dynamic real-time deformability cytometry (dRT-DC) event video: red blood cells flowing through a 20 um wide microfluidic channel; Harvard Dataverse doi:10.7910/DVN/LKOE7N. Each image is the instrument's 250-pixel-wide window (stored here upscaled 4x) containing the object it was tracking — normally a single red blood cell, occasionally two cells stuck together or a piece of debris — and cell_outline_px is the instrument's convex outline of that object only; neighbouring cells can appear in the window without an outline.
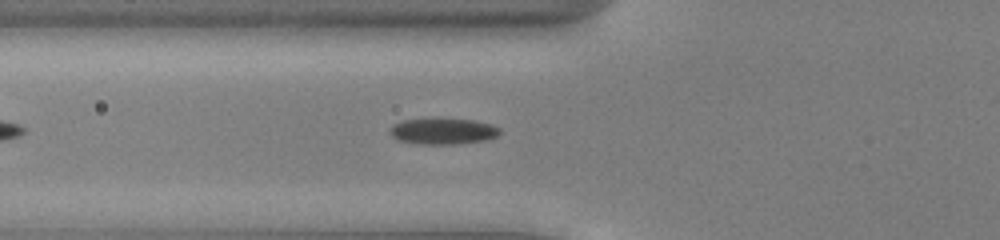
{"species": "common noctule bat (a hibernating species)", "species_latin": "Nyctalus noctula", "temperature_condition": "cold", "stored_images_in_passage": 43, "camera_frame_rate_fps": 3000, "um_per_image_px": 0.085, "animal": {"sex": "male", "body_mass_g": 13.0, "forearm_length_mm": 53.1}, "frame": {"image": 1, "passage_image": 10, "time_ms": 3.0, "image_size_px": [1000, 240], "cell_outline_px": [[500, 132], [496, 136], [488, 140], [456, 144], [420, 144], [396, 140], [388, 132], [392, 124], [404, 120], [472, 120], [492, 124], [500, 128]], "centroid_in_image_um": [37.64, 11.18], "position_along_channel_um": 88.2, "area_um2": 16.47}}
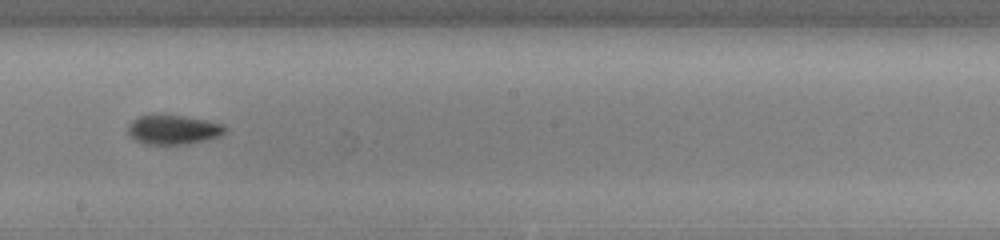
{"frame": {"image": 2, "passage_image": 21, "time_ms": 6.667, "image_size_px": [1000, 240], "cell_outline_px": [[228, 128], [220, 136], [188, 144], [144, 144], [128, 136], [128, 124], [132, 120], [140, 116], [152, 112], [184, 116], [224, 124]], "centroid_in_image_um": [14.68, 10.99], "position_along_channel_um": 233.5, "area_um2": 17.05}}
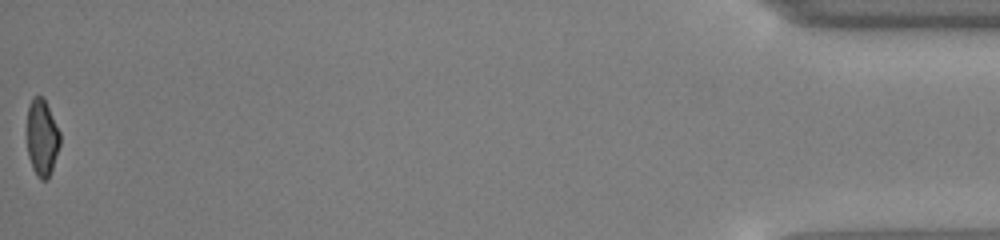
{"frame": {"image": 3, "passage_image": 43, "time_ms": 14.0, "image_size_px": [1000, 240], "cell_outline_px": [[60, 144], [48, 180], [40, 180], [36, 176], [32, 168], [28, 156], [28, 104], [36, 96], [40, 96], [44, 100], [60, 132]], "centroid_in_image_um": [3.57, 11.76], "position_along_channel_um": 431.6, "area_um2": 14.45}, "authors_computed_cell_mechanics": {"area_um2": 16.2418, "velocity_mm_per_s": 3.9539, "shape_relaxation_time_tau1_ms": 1.9835, "shape_relaxation_time_tau2_ms": 5.0033, "deformation_change_tau1": 0.0928, "deformation_change_tau2": 0.1004}}